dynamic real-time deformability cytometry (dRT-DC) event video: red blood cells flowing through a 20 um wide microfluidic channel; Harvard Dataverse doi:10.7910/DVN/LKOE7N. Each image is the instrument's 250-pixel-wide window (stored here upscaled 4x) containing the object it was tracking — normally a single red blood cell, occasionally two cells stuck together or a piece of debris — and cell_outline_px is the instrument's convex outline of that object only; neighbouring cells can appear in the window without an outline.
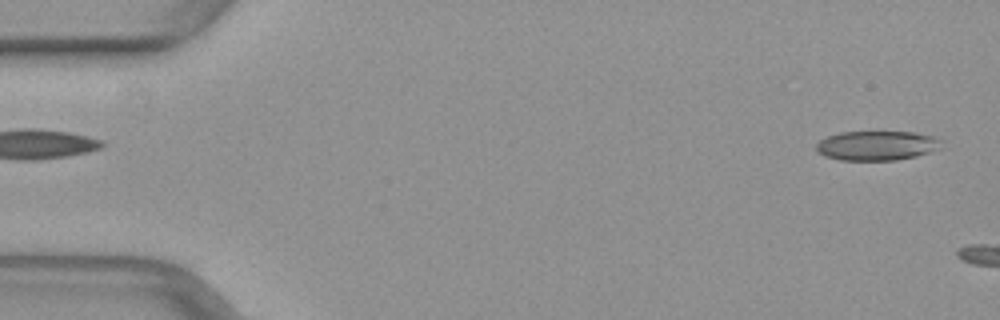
{"species": "common noctule bat (a hibernating species)", "species_latin": "Nyctalus noctula", "temperature_condition": "warm", "stored_images_in_passage": 4, "camera_frame_rate_fps": 3000, "um_per_image_px": 0.085, "animal": {"sex": "female", "body_mass_g": 29.2, "forearm_length_mm": 56.3}, "frame": {"image": 1, "passage_image": 1, "time_ms": 0.0, "image_size_px": [1000, 320], "cell_outline_px": [[944, 140], [928, 152], [916, 156], [896, 160], [840, 160], [824, 156], [816, 152], [816, 144], [820, 140], [828, 136], [840, 132], [912, 132], [932, 136]], "centroid_in_image_um": [74.45, 12.37], "position_along_channel_um": 10.6, "area_um2": 21.27}}